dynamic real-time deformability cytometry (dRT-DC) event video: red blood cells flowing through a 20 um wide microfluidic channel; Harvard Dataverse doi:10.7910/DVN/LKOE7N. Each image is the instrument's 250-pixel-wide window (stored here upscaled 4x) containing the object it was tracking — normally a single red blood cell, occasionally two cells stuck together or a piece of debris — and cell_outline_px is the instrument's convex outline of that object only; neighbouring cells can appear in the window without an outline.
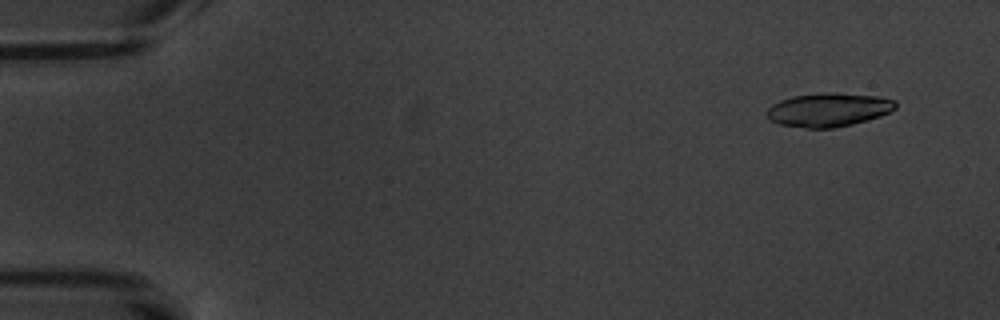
{"species": "common noctule bat (a hibernating species)", "species_latin": "Nyctalus noctula", "temperature_condition": "warm", "stored_images_in_passage": 5, "camera_frame_rate_fps": 3000, "um_per_image_px": 0.085, "animal": {"sex": "male", "body_mass_g": 20.1, "forearm_length_mm": 53.5}, "frame": {"image": 1, "passage_image": 2, "time_ms": 1.333, "image_size_px": [1000, 320], "cell_outline_px": [[896, 108], [880, 116], [852, 124], [836, 128], [808, 128], [780, 124], [768, 120], [768, 108], [772, 104], [780, 100], [792, 96], [824, 92], [840, 92], [880, 96], [896, 100]], "centroid_in_image_um": [70.44, 9.31], "position_along_channel_um": 14.6, "area_um2": 25.43}}
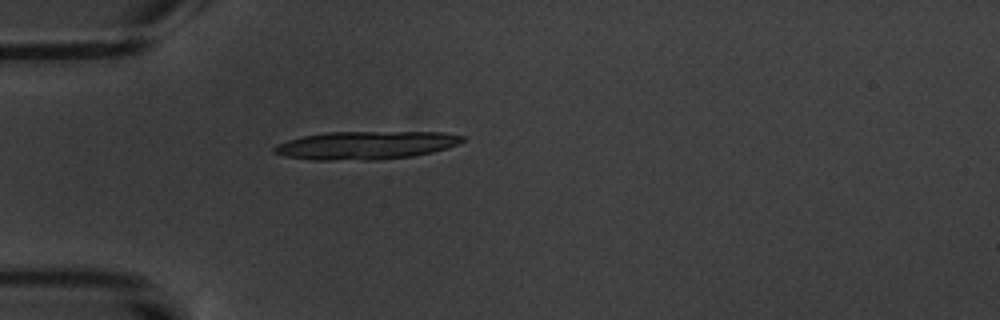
{"frame": {"image": 2, "passage_image": 5, "time_ms": 5.667, "image_size_px": [1000, 320], "cell_outline_px": [[464, 140], [448, 148], [432, 152], [412, 156], [376, 160], [312, 160], [284, 156], [272, 152], [272, 148], [276, 144], [288, 140], [304, 136], [324, 132], [444, 132], [464, 136]], "centroid_in_image_um": [31.06, 12.35], "position_along_channel_um": 53.9, "area_um2": 30.98}}